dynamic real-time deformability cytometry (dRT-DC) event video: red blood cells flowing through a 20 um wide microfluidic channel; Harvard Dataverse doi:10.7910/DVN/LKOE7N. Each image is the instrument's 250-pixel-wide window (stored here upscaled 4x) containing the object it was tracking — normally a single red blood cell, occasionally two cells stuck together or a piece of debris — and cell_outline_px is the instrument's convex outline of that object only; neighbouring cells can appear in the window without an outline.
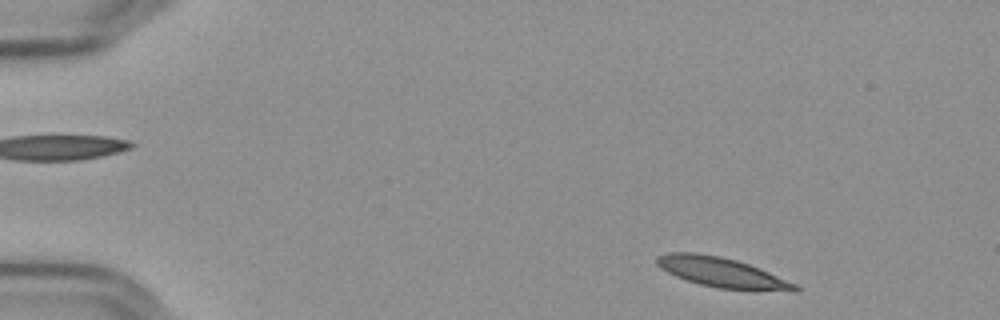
{"species": "Egyptian fruit bat (a non-hibernating species)", "species_latin": "Rousettus aegyptiacus", "temperature_condition": "cold", "stored_images_in_passage": 52, "camera_frame_rate_fps": 3000, "um_per_image_px": 0.085, "frame": {"image": 1, "passage_image": 3, "time_ms": 0.667, "image_size_px": [1000, 320], "cell_outline_px": [[800, 288], [716, 288], [700, 284], [676, 276], [660, 268], [656, 264], [656, 256], [668, 252], [696, 252], [720, 256], [736, 260], [760, 268], [796, 284]], "centroid_in_image_um": [61.13, 23.08], "position_along_channel_um": 23.9, "area_um2": 22.83}}
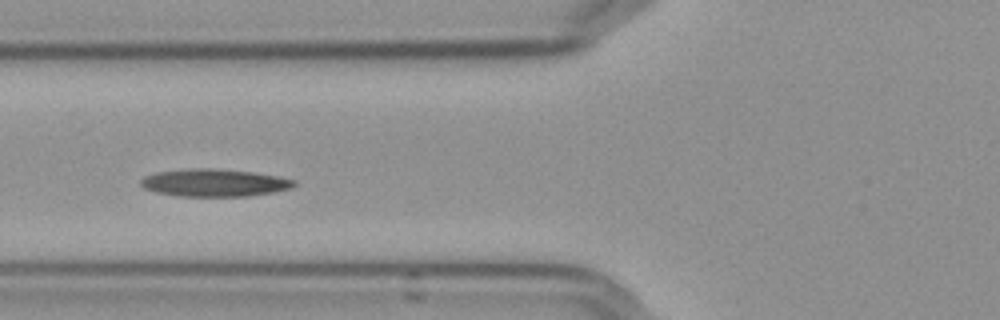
{"frame": {"image": 2, "passage_image": 18, "time_ms": 5.667, "image_size_px": [1000, 320], "cell_outline_px": [[296, 184], [292, 188], [272, 192], [248, 196], [176, 196], [156, 192], [144, 188], [140, 184], [140, 180], [144, 176], [156, 172], [196, 168], [216, 168], [252, 172], [280, 176], [296, 180]], "centroid_in_image_um": [18.23, 15.53], "position_along_channel_um": 107.6, "area_um2": 24.68}}
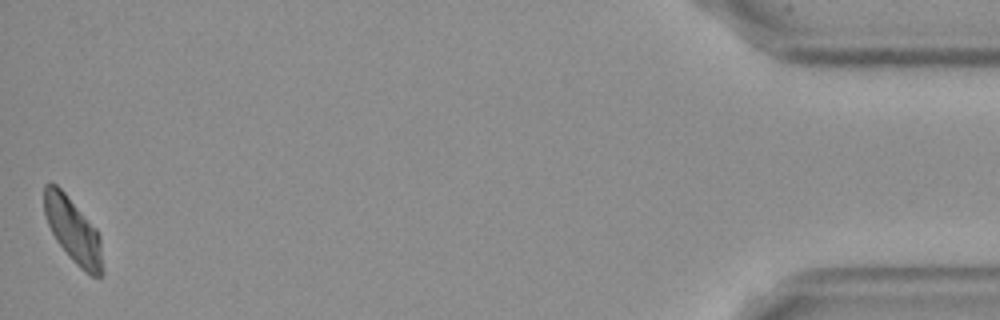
{"frame": {"image": 3, "passage_image": 52, "time_ms": 17.0, "image_size_px": [1000, 320], "cell_outline_px": [[104, 276], [92, 276], [84, 272], [68, 256], [56, 240], [48, 224], [44, 212], [44, 184], [56, 184], [64, 192], [96, 228], [100, 236], [104, 272]], "centroid_in_image_um": [6.24, 19.64], "position_along_channel_um": 429.0, "area_um2": 22.08}, "authors_computed_cell_mechanics": {"area_um2": 23.9003, "velocity_mm_per_s": 3.5775, "shape_relaxation_time_tau1_ms": null, "shape_relaxation_time_tau2_ms": 10.0166, "deformation_change_tau1": null, "deformation_change_tau2": 0.1931}}